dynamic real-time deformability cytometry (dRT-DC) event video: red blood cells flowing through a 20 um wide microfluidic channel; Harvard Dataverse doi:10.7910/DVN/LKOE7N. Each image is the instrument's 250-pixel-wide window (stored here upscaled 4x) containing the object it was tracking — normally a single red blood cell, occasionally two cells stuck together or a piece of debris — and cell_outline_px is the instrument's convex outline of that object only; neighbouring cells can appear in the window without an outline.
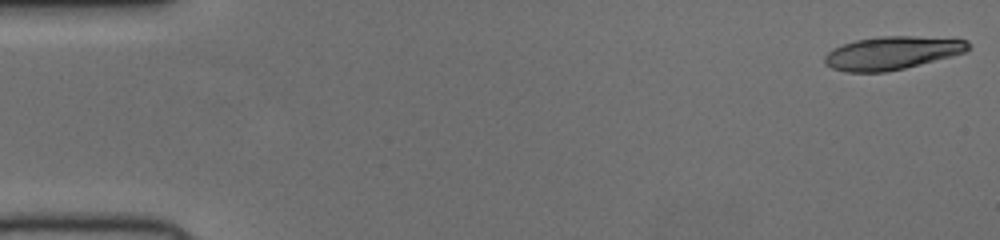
{"species": "human", "species_latin": "Homo sapiens", "temperature_condition": "cold", "stored_images_in_passage": 51, "camera_frame_rate_fps": 3000, "um_per_image_px": 0.085, "donor": {"sex": "female"}, "frame": {"image": 1, "passage_image": 1, "time_ms": 0.0, "image_size_px": [1000, 240], "cell_outline_px": [[968, 48], [964, 52], [952, 56], [904, 68], [884, 72], [848, 72], [832, 68], [824, 64], [824, 56], [832, 48], [856, 40], [876, 36], [916, 36], [968, 40]], "centroid_in_image_um": [75.77, 4.5], "position_along_channel_um": 9.2, "area_um2": 27.57}}
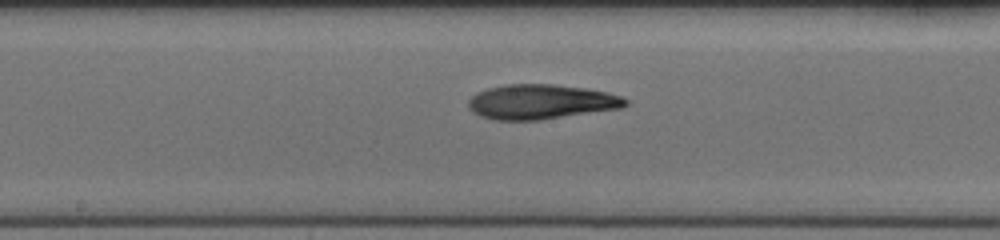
{"frame": {"image": 2, "passage_image": 27, "time_ms": 8.667, "image_size_px": [1000, 240], "cell_outline_px": [[628, 104], [620, 108], [540, 120], [496, 120], [480, 116], [472, 112], [468, 108], [468, 100], [476, 92], [488, 88], [504, 84], [552, 84], [584, 88], [608, 92], [620, 96], [628, 100]], "centroid_in_image_um": [45.94, 8.65], "position_along_channel_um": 202.3, "area_um2": 31.85}}
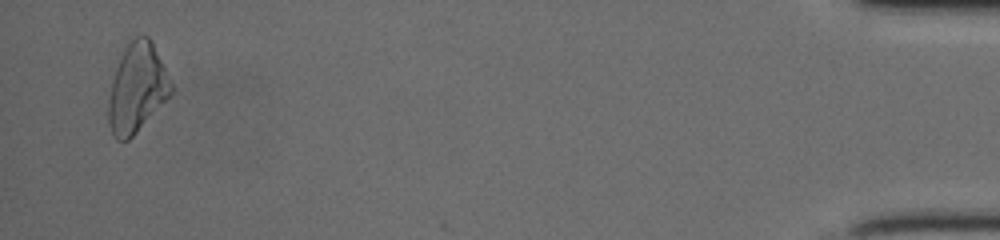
{"frame": {"image": 3, "passage_image": 50, "time_ms": 16.333, "image_size_px": [1000, 240], "cell_outline_px": [[172, 92], [136, 132], [128, 140], [116, 140], [112, 136], [108, 120], [108, 100], [112, 80], [116, 68], [124, 48], [128, 40], [136, 36], [148, 36], [152, 40], [172, 84]], "centroid_in_image_um": [11.62, 7.46], "position_along_channel_um": 423.6, "area_um2": 32.08}}